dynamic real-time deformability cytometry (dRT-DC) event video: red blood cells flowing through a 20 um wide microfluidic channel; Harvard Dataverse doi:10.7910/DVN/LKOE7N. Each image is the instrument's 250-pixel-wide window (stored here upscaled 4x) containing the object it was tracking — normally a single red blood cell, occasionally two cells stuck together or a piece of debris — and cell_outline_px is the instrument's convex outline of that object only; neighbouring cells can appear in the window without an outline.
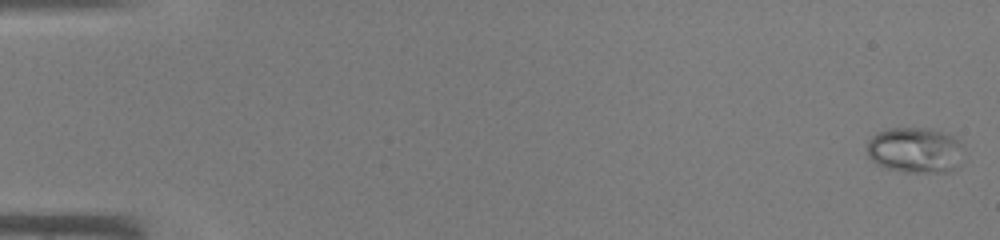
{"species": "common noctule bat (a hibernating species)", "species_latin": "Nyctalus noctula", "temperature_condition": "warm", "stored_images_in_passage": 45, "camera_frame_rate_fps": 3000, "um_per_image_px": 0.085, "animal": {"sex": "male", "body_mass_g": 19.0, "forearm_length_mm": 50.8}, "frame": {"image": 1, "passage_image": 1, "time_ms": 0.0, "image_size_px": [1000, 240], "cell_outline_px": [[960, 144], [956, 168], [948, 172], [904, 172], [888, 168], [872, 160], [868, 156], [868, 140], [876, 132], [888, 128], [932, 128], [944, 132], [952, 136]], "centroid_in_image_um": [77.72, 12.74], "position_along_channel_um": 7.3, "area_um2": 25.26}}
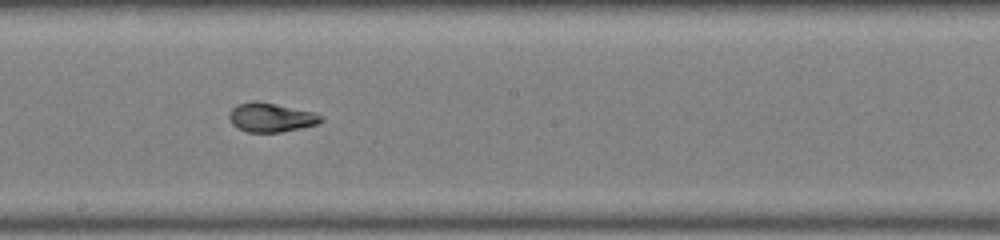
{"frame": {"image": 2, "passage_image": 26, "time_ms": 8.333, "image_size_px": [1000, 240], "cell_outline_px": [[324, 120], [316, 124], [300, 128], [280, 132], [248, 132], [236, 128], [232, 124], [228, 116], [232, 108], [236, 104], [252, 100], [256, 100], [312, 112], [324, 116]], "centroid_in_image_um": [22.99, 9.98], "position_along_channel_um": 225.2, "area_um2": 15.55}}
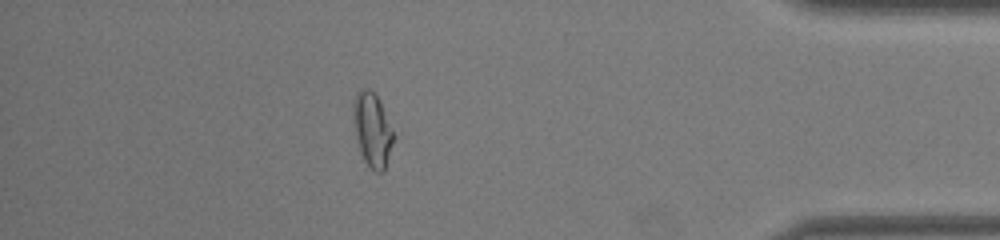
{"frame": {"image": 3, "passage_image": 40, "time_ms": 13.0, "image_size_px": [1000, 240], "cell_outline_px": [[396, 136], [384, 172], [376, 172], [364, 160], [360, 152], [356, 136], [352, 112], [352, 104], [356, 92], [360, 88], [368, 88], [380, 100]], "centroid_in_image_um": [31.66, 11.01], "position_along_channel_um": 403.5, "area_um2": 17.63}}